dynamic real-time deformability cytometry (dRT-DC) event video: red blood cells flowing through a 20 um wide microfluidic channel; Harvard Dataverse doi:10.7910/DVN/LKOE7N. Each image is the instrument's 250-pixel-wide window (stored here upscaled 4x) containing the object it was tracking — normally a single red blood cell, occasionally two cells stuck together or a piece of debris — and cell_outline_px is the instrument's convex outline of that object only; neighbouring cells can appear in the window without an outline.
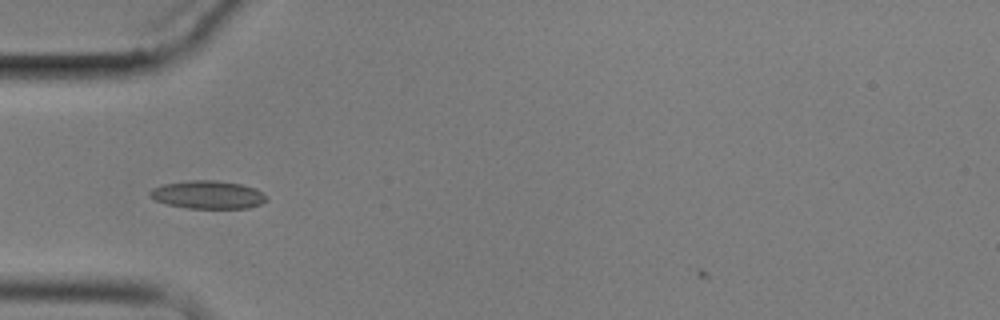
{"species": "common noctule bat (a hibernating species)", "species_latin": "Nyctalus noctula", "temperature_condition": "cold", "stored_images_in_passage": 4, "camera_frame_rate_fps": 3000, "um_per_image_px": 0.085, "animal": {"sex": "male", "body_mass_g": 17.9}, "frame": {"image": 1, "passage_image": 1, "time_ms": 0.0, "image_size_px": [1000, 320], "cell_outline_px": [[268, 200], [260, 204], [248, 208], [188, 208], [168, 204], [156, 200], [148, 196], [148, 192], [152, 188], [164, 184], [192, 180], [216, 180], [240, 184], [256, 188], [264, 192], [268, 196]], "centroid_in_image_um": [17.7, 16.55], "position_along_channel_um": 67.3, "area_um2": 19.13}}
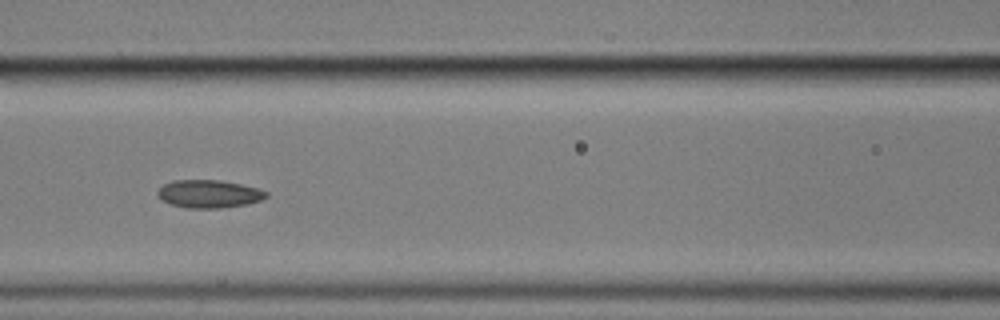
{"frame": {"image": 2, "passage_image": 3, "time_ms": 2.333, "image_size_px": [1000, 320], "cell_outline_px": [[268, 196], [260, 200], [248, 204], [220, 208], [184, 208], [172, 204], [164, 200], [156, 192], [164, 184], [172, 180], [220, 180], [260, 188], [268, 192]], "centroid_in_image_um": [17.8, 16.47], "position_along_channel_um": 148.8, "area_um2": 17.63}}
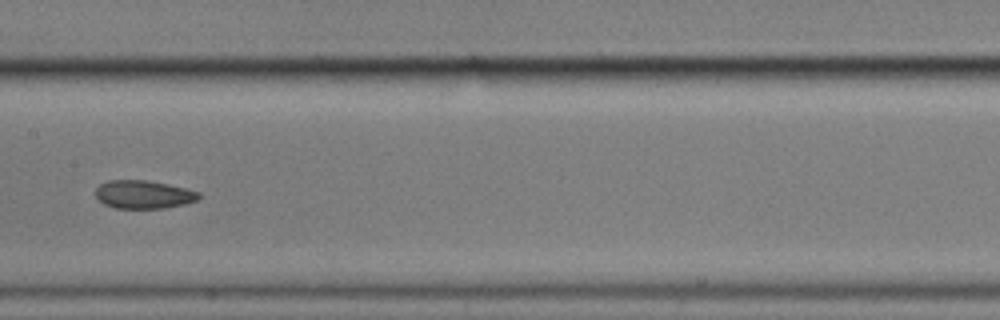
{"frame": {"image": 3, "passage_image": 4, "time_ms": 3.667, "image_size_px": [1000, 320], "cell_outline_px": [[200, 196], [196, 200], [184, 204], [164, 208], [116, 208], [104, 204], [96, 196], [96, 188], [100, 184], [108, 180], [144, 180], [168, 184], [200, 192]], "centroid_in_image_um": [12.19, 16.53], "position_along_channel_um": 195.2, "area_um2": 16.82}}